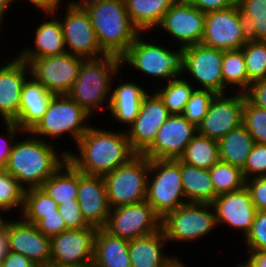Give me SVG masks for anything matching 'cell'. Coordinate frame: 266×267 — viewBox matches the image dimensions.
Segmentation results:
<instances>
[{"label":"cell","instance_id":"cell-1","mask_svg":"<svg viewBox=\"0 0 266 267\" xmlns=\"http://www.w3.org/2000/svg\"><path fill=\"white\" fill-rule=\"evenodd\" d=\"M113 130L91 125L76 143L77 153L69 151L67 160L85 175L102 177L127 163L136 153L125 130Z\"/></svg>","mask_w":266,"mask_h":267},{"label":"cell","instance_id":"cell-2","mask_svg":"<svg viewBox=\"0 0 266 267\" xmlns=\"http://www.w3.org/2000/svg\"><path fill=\"white\" fill-rule=\"evenodd\" d=\"M22 134L27 135L20 141L17 137L4 170L25 190L38 188L67 160L69 150L59 151L56 144L40 139L30 131Z\"/></svg>","mask_w":266,"mask_h":267},{"label":"cell","instance_id":"cell-3","mask_svg":"<svg viewBox=\"0 0 266 267\" xmlns=\"http://www.w3.org/2000/svg\"><path fill=\"white\" fill-rule=\"evenodd\" d=\"M121 70V58L114 55L84 59L68 96L92 117L94 112L109 108L112 82Z\"/></svg>","mask_w":266,"mask_h":267},{"label":"cell","instance_id":"cell-4","mask_svg":"<svg viewBox=\"0 0 266 267\" xmlns=\"http://www.w3.org/2000/svg\"><path fill=\"white\" fill-rule=\"evenodd\" d=\"M88 12L101 50L106 55L121 58L140 31L132 24L124 0H104L93 3Z\"/></svg>","mask_w":266,"mask_h":267},{"label":"cell","instance_id":"cell-5","mask_svg":"<svg viewBox=\"0 0 266 267\" xmlns=\"http://www.w3.org/2000/svg\"><path fill=\"white\" fill-rule=\"evenodd\" d=\"M143 34L147 37V32H140L121 57L122 68L125 64L129 65L132 70L136 69L142 75H147L146 77L157 78L158 81L165 83L182 77L184 48L176 46L177 50L173 51L170 47L160 45L156 41L154 43L150 40L146 41Z\"/></svg>","mask_w":266,"mask_h":267},{"label":"cell","instance_id":"cell-6","mask_svg":"<svg viewBox=\"0 0 266 267\" xmlns=\"http://www.w3.org/2000/svg\"><path fill=\"white\" fill-rule=\"evenodd\" d=\"M146 201L161 219L187 203L180 159L149 160Z\"/></svg>","mask_w":266,"mask_h":267},{"label":"cell","instance_id":"cell-7","mask_svg":"<svg viewBox=\"0 0 266 267\" xmlns=\"http://www.w3.org/2000/svg\"><path fill=\"white\" fill-rule=\"evenodd\" d=\"M92 118L68 95H53L44 116L30 132L53 144L55 142L50 140H61L68 134L76 144L91 126L88 121Z\"/></svg>","mask_w":266,"mask_h":267},{"label":"cell","instance_id":"cell-8","mask_svg":"<svg viewBox=\"0 0 266 267\" xmlns=\"http://www.w3.org/2000/svg\"><path fill=\"white\" fill-rule=\"evenodd\" d=\"M219 228L213 207L209 203H186L168 213L161 221L168 245L202 240ZM170 243V244H169Z\"/></svg>","mask_w":266,"mask_h":267},{"label":"cell","instance_id":"cell-9","mask_svg":"<svg viewBox=\"0 0 266 267\" xmlns=\"http://www.w3.org/2000/svg\"><path fill=\"white\" fill-rule=\"evenodd\" d=\"M149 159L136 154L127 163L104 176L109 205L112 208L146 201Z\"/></svg>","mask_w":266,"mask_h":267},{"label":"cell","instance_id":"cell-10","mask_svg":"<svg viewBox=\"0 0 266 267\" xmlns=\"http://www.w3.org/2000/svg\"><path fill=\"white\" fill-rule=\"evenodd\" d=\"M30 75L53 95H68L78 76L84 58L68 52L36 59H21Z\"/></svg>","mask_w":266,"mask_h":267},{"label":"cell","instance_id":"cell-11","mask_svg":"<svg viewBox=\"0 0 266 267\" xmlns=\"http://www.w3.org/2000/svg\"><path fill=\"white\" fill-rule=\"evenodd\" d=\"M222 61L223 50L201 43L185 47L182 77L190 75V81H195L193 85L196 89L223 94Z\"/></svg>","mask_w":266,"mask_h":267},{"label":"cell","instance_id":"cell-12","mask_svg":"<svg viewBox=\"0 0 266 267\" xmlns=\"http://www.w3.org/2000/svg\"><path fill=\"white\" fill-rule=\"evenodd\" d=\"M64 18L60 23L66 51L84 59H96L106 55L98 44L90 16L85 8L65 3Z\"/></svg>","mask_w":266,"mask_h":267},{"label":"cell","instance_id":"cell-13","mask_svg":"<svg viewBox=\"0 0 266 267\" xmlns=\"http://www.w3.org/2000/svg\"><path fill=\"white\" fill-rule=\"evenodd\" d=\"M162 219L147 201L112 208L104 229L111 235L132 240L161 230Z\"/></svg>","mask_w":266,"mask_h":267},{"label":"cell","instance_id":"cell-14","mask_svg":"<svg viewBox=\"0 0 266 267\" xmlns=\"http://www.w3.org/2000/svg\"><path fill=\"white\" fill-rule=\"evenodd\" d=\"M205 19L206 14L193 7L187 0H177L155 29L163 30L177 41L176 45L185 48L202 42Z\"/></svg>","mask_w":266,"mask_h":267},{"label":"cell","instance_id":"cell-15","mask_svg":"<svg viewBox=\"0 0 266 267\" xmlns=\"http://www.w3.org/2000/svg\"><path fill=\"white\" fill-rule=\"evenodd\" d=\"M98 228L69 229L50 238L53 264L92 266Z\"/></svg>","mask_w":266,"mask_h":267},{"label":"cell","instance_id":"cell-16","mask_svg":"<svg viewBox=\"0 0 266 267\" xmlns=\"http://www.w3.org/2000/svg\"><path fill=\"white\" fill-rule=\"evenodd\" d=\"M233 89L232 94L224 93L214 96L208 113L197 127L200 135L219 141L232 129L242 124L245 96L244 93L235 92Z\"/></svg>","mask_w":266,"mask_h":267},{"label":"cell","instance_id":"cell-17","mask_svg":"<svg viewBox=\"0 0 266 267\" xmlns=\"http://www.w3.org/2000/svg\"><path fill=\"white\" fill-rule=\"evenodd\" d=\"M153 92L146 94L137 118L125 131L136 154H143L153 144L159 128L170 115L163 100Z\"/></svg>","mask_w":266,"mask_h":267},{"label":"cell","instance_id":"cell-18","mask_svg":"<svg viewBox=\"0 0 266 267\" xmlns=\"http://www.w3.org/2000/svg\"><path fill=\"white\" fill-rule=\"evenodd\" d=\"M197 133V127L182 114H170L159 128L155 141L143 155L149 160L179 159Z\"/></svg>","mask_w":266,"mask_h":267},{"label":"cell","instance_id":"cell-19","mask_svg":"<svg viewBox=\"0 0 266 267\" xmlns=\"http://www.w3.org/2000/svg\"><path fill=\"white\" fill-rule=\"evenodd\" d=\"M246 42L239 22L237 3L228 9L206 14L202 45L229 51L241 49Z\"/></svg>","mask_w":266,"mask_h":267},{"label":"cell","instance_id":"cell-20","mask_svg":"<svg viewBox=\"0 0 266 267\" xmlns=\"http://www.w3.org/2000/svg\"><path fill=\"white\" fill-rule=\"evenodd\" d=\"M217 226H229L241 231L242 237L249 233L256 214L249 190H241L218 195L211 203ZM224 224V225H223Z\"/></svg>","mask_w":266,"mask_h":267},{"label":"cell","instance_id":"cell-21","mask_svg":"<svg viewBox=\"0 0 266 267\" xmlns=\"http://www.w3.org/2000/svg\"><path fill=\"white\" fill-rule=\"evenodd\" d=\"M7 229L10 251L28 257L38 267H45L50 263V238L44 236L34 224L19 216L13 221L7 220Z\"/></svg>","mask_w":266,"mask_h":267},{"label":"cell","instance_id":"cell-22","mask_svg":"<svg viewBox=\"0 0 266 267\" xmlns=\"http://www.w3.org/2000/svg\"><path fill=\"white\" fill-rule=\"evenodd\" d=\"M30 69L17 55L0 66V115L2 122H15L19 115L21 91Z\"/></svg>","mask_w":266,"mask_h":267},{"label":"cell","instance_id":"cell-23","mask_svg":"<svg viewBox=\"0 0 266 267\" xmlns=\"http://www.w3.org/2000/svg\"><path fill=\"white\" fill-rule=\"evenodd\" d=\"M77 200L82 215L90 226L96 228L106 226L111 207L104 177L85 175L78 171Z\"/></svg>","mask_w":266,"mask_h":267},{"label":"cell","instance_id":"cell-24","mask_svg":"<svg viewBox=\"0 0 266 267\" xmlns=\"http://www.w3.org/2000/svg\"><path fill=\"white\" fill-rule=\"evenodd\" d=\"M56 10L54 12H45L44 22L37 25L34 30V46L24 47L17 56L20 59H36L41 57L56 56L66 53L64 35L60 19Z\"/></svg>","mask_w":266,"mask_h":267},{"label":"cell","instance_id":"cell-25","mask_svg":"<svg viewBox=\"0 0 266 267\" xmlns=\"http://www.w3.org/2000/svg\"><path fill=\"white\" fill-rule=\"evenodd\" d=\"M168 241L161 229L158 232L129 240L131 267H172L180 258L163 252ZM166 253V255L164 254Z\"/></svg>","mask_w":266,"mask_h":267},{"label":"cell","instance_id":"cell-26","mask_svg":"<svg viewBox=\"0 0 266 267\" xmlns=\"http://www.w3.org/2000/svg\"><path fill=\"white\" fill-rule=\"evenodd\" d=\"M53 94L31 75L22 91L19 115L15 123L23 132L31 131L44 116Z\"/></svg>","mask_w":266,"mask_h":267},{"label":"cell","instance_id":"cell-27","mask_svg":"<svg viewBox=\"0 0 266 267\" xmlns=\"http://www.w3.org/2000/svg\"><path fill=\"white\" fill-rule=\"evenodd\" d=\"M113 84L112 82L108 109L112 114V119L125 126L126 131V128L128 129L137 118L142 101L150 91H147L146 87L141 86L137 81L135 83L132 81L118 83L116 87Z\"/></svg>","mask_w":266,"mask_h":267},{"label":"cell","instance_id":"cell-28","mask_svg":"<svg viewBox=\"0 0 266 267\" xmlns=\"http://www.w3.org/2000/svg\"><path fill=\"white\" fill-rule=\"evenodd\" d=\"M128 243L129 240L111 235L104 228H98L92 267H131Z\"/></svg>","mask_w":266,"mask_h":267},{"label":"cell","instance_id":"cell-29","mask_svg":"<svg viewBox=\"0 0 266 267\" xmlns=\"http://www.w3.org/2000/svg\"><path fill=\"white\" fill-rule=\"evenodd\" d=\"M132 24L140 32H153L177 0H124Z\"/></svg>","mask_w":266,"mask_h":267},{"label":"cell","instance_id":"cell-30","mask_svg":"<svg viewBox=\"0 0 266 267\" xmlns=\"http://www.w3.org/2000/svg\"><path fill=\"white\" fill-rule=\"evenodd\" d=\"M181 182L187 203L211 204L215 200L209 169H201L181 161Z\"/></svg>","mask_w":266,"mask_h":267},{"label":"cell","instance_id":"cell-31","mask_svg":"<svg viewBox=\"0 0 266 267\" xmlns=\"http://www.w3.org/2000/svg\"><path fill=\"white\" fill-rule=\"evenodd\" d=\"M219 158L225 163L243 169L254 145V140L243 124L232 129L218 141Z\"/></svg>","mask_w":266,"mask_h":267},{"label":"cell","instance_id":"cell-32","mask_svg":"<svg viewBox=\"0 0 266 267\" xmlns=\"http://www.w3.org/2000/svg\"><path fill=\"white\" fill-rule=\"evenodd\" d=\"M41 188L58 204L71 202L78 196V170L66 160Z\"/></svg>","mask_w":266,"mask_h":267},{"label":"cell","instance_id":"cell-33","mask_svg":"<svg viewBox=\"0 0 266 267\" xmlns=\"http://www.w3.org/2000/svg\"><path fill=\"white\" fill-rule=\"evenodd\" d=\"M179 159L191 166L210 169L220 160L218 141L197 133Z\"/></svg>","mask_w":266,"mask_h":267},{"label":"cell","instance_id":"cell-34","mask_svg":"<svg viewBox=\"0 0 266 267\" xmlns=\"http://www.w3.org/2000/svg\"><path fill=\"white\" fill-rule=\"evenodd\" d=\"M222 77L223 94L229 93L230 87H234L236 92L244 93L251 84L248 81L244 54L241 49L223 51Z\"/></svg>","mask_w":266,"mask_h":267},{"label":"cell","instance_id":"cell-35","mask_svg":"<svg viewBox=\"0 0 266 267\" xmlns=\"http://www.w3.org/2000/svg\"><path fill=\"white\" fill-rule=\"evenodd\" d=\"M188 76L178 77L154 89L163 100L169 114H182L187 101L196 89ZM159 89V90H158Z\"/></svg>","mask_w":266,"mask_h":267},{"label":"cell","instance_id":"cell-36","mask_svg":"<svg viewBox=\"0 0 266 267\" xmlns=\"http://www.w3.org/2000/svg\"><path fill=\"white\" fill-rule=\"evenodd\" d=\"M59 214L58 204L41 188H30L24 192V205L20 217L36 224L43 215Z\"/></svg>","mask_w":266,"mask_h":267},{"label":"cell","instance_id":"cell-37","mask_svg":"<svg viewBox=\"0 0 266 267\" xmlns=\"http://www.w3.org/2000/svg\"><path fill=\"white\" fill-rule=\"evenodd\" d=\"M209 174L215 190V198L221 194L241 190L246 185L242 169L221 160L209 169Z\"/></svg>","mask_w":266,"mask_h":267},{"label":"cell","instance_id":"cell-38","mask_svg":"<svg viewBox=\"0 0 266 267\" xmlns=\"http://www.w3.org/2000/svg\"><path fill=\"white\" fill-rule=\"evenodd\" d=\"M25 189L10 173L0 169V212L15 211L21 214L24 205ZM15 209V210H14Z\"/></svg>","mask_w":266,"mask_h":267},{"label":"cell","instance_id":"cell-39","mask_svg":"<svg viewBox=\"0 0 266 267\" xmlns=\"http://www.w3.org/2000/svg\"><path fill=\"white\" fill-rule=\"evenodd\" d=\"M241 50L248 75V81L253 83L266 79V41H247Z\"/></svg>","mask_w":266,"mask_h":267},{"label":"cell","instance_id":"cell-40","mask_svg":"<svg viewBox=\"0 0 266 267\" xmlns=\"http://www.w3.org/2000/svg\"><path fill=\"white\" fill-rule=\"evenodd\" d=\"M242 124L252 136L254 143L266 144V109L251 104L244 99Z\"/></svg>","mask_w":266,"mask_h":267},{"label":"cell","instance_id":"cell-41","mask_svg":"<svg viewBox=\"0 0 266 267\" xmlns=\"http://www.w3.org/2000/svg\"><path fill=\"white\" fill-rule=\"evenodd\" d=\"M215 95L216 93L211 90L195 89L186 103L183 117L198 127L208 113Z\"/></svg>","mask_w":266,"mask_h":267},{"label":"cell","instance_id":"cell-42","mask_svg":"<svg viewBox=\"0 0 266 267\" xmlns=\"http://www.w3.org/2000/svg\"><path fill=\"white\" fill-rule=\"evenodd\" d=\"M242 171L245 180L266 176V144L254 143Z\"/></svg>","mask_w":266,"mask_h":267},{"label":"cell","instance_id":"cell-43","mask_svg":"<svg viewBox=\"0 0 266 267\" xmlns=\"http://www.w3.org/2000/svg\"><path fill=\"white\" fill-rule=\"evenodd\" d=\"M244 242L248 251L266 250V211H257Z\"/></svg>","mask_w":266,"mask_h":267},{"label":"cell","instance_id":"cell-44","mask_svg":"<svg viewBox=\"0 0 266 267\" xmlns=\"http://www.w3.org/2000/svg\"><path fill=\"white\" fill-rule=\"evenodd\" d=\"M239 22L247 41H266V16H248L239 9Z\"/></svg>","mask_w":266,"mask_h":267},{"label":"cell","instance_id":"cell-45","mask_svg":"<svg viewBox=\"0 0 266 267\" xmlns=\"http://www.w3.org/2000/svg\"><path fill=\"white\" fill-rule=\"evenodd\" d=\"M58 210L68 229H83L91 227L84 219L77 199L58 205Z\"/></svg>","mask_w":266,"mask_h":267},{"label":"cell","instance_id":"cell-46","mask_svg":"<svg viewBox=\"0 0 266 267\" xmlns=\"http://www.w3.org/2000/svg\"><path fill=\"white\" fill-rule=\"evenodd\" d=\"M5 124L6 136L0 135V169L6 166L8 157L12 151L15 139L21 137L23 131L15 122H3Z\"/></svg>","mask_w":266,"mask_h":267},{"label":"cell","instance_id":"cell-47","mask_svg":"<svg viewBox=\"0 0 266 267\" xmlns=\"http://www.w3.org/2000/svg\"><path fill=\"white\" fill-rule=\"evenodd\" d=\"M245 187L250 192L256 211H266V176L246 180Z\"/></svg>","mask_w":266,"mask_h":267},{"label":"cell","instance_id":"cell-48","mask_svg":"<svg viewBox=\"0 0 266 267\" xmlns=\"http://www.w3.org/2000/svg\"><path fill=\"white\" fill-rule=\"evenodd\" d=\"M35 226L44 236L49 238L69 230L60 213L43 215V219L39 220Z\"/></svg>","mask_w":266,"mask_h":267},{"label":"cell","instance_id":"cell-49","mask_svg":"<svg viewBox=\"0 0 266 267\" xmlns=\"http://www.w3.org/2000/svg\"><path fill=\"white\" fill-rule=\"evenodd\" d=\"M244 96L251 104L266 109V79L251 83Z\"/></svg>","mask_w":266,"mask_h":267},{"label":"cell","instance_id":"cell-50","mask_svg":"<svg viewBox=\"0 0 266 267\" xmlns=\"http://www.w3.org/2000/svg\"><path fill=\"white\" fill-rule=\"evenodd\" d=\"M193 7L198 8L202 13H210L225 10L233 7L237 0H187Z\"/></svg>","mask_w":266,"mask_h":267},{"label":"cell","instance_id":"cell-51","mask_svg":"<svg viewBox=\"0 0 266 267\" xmlns=\"http://www.w3.org/2000/svg\"><path fill=\"white\" fill-rule=\"evenodd\" d=\"M239 9L248 16H266V0H237Z\"/></svg>","mask_w":266,"mask_h":267},{"label":"cell","instance_id":"cell-52","mask_svg":"<svg viewBox=\"0 0 266 267\" xmlns=\"http://www.w3.org/2000/svg\"><path fill=\"white\" fill-rule=\"evenodd\" d=\"M4 267H38L28 257L10 251L2 261Z\"/></svg>","mask_w":266,"mask_h":267},{"label":"cell","instance_id":"cell-53","mask_svg":"<svg viewBox=\"0 0 266 267\" xmlns=\"http://www.w3.org/2000/svg\"><path fill=\"white\" fill-rule=\"evenodd\" d=\"M16 1H20V0H16ZM24 1L27 3H31L29 5L36 6L35 8L42 10L44 13L54 12L60 9L63 5L62 0H24Z\"/></svg>","mask_w":266,"mask_h":267},{"label":"cell","instance_id":"cell-54","mask_svg":"<svg viewBox=\"0 0 266 267\" xmlns=\"http://www.w3.org/2000/svg\"><path fill=\"white\" fill-rule=\"evenodd\" d=\"M247 259L243 264L246 267H266V250L247 251Z\"/></svg>","mask_w":266,"mask_h":267},{"label":"cell","instance_id":"cell-55","mask_svg":"<svg viewBox=\"0 0 266 267\" xmlns=\"http://www.w3.org/2000/svg\"><path fill=\"white\" fill-rule=\"evenodd\" d=\"M10 252L9 250V239H8V229H7V219L4 220L3 224L0 226V263Z\"/></svg>","mask_w":266,"mask_h":267},{"label":"cell","instance_id":"cell-56","mask_svg":"<svg viewBox=\"0 0 266 267\" xmlns=\"http://www.w3.org/2000/svg\"><path fill=\"white\" fill-rule=\"evenodd\" d=\"M13 3H16V0H0V20L4 22L5 14L8 13V9Z\"/></svg>","mask_w":266,"mask_h":267},{"label":"cell","instance_id":"cell-57","mask_svg":"<svg viewBox=\"0 0 266 267\" xmlns=\"http://www.w3.org/2000/svg\"><path fill=\"white\" fill-rule=\"evenodd\" d=\"M68 0L67 2L65 3H70L76 7H79V8H85L93 3H96V2H101V1H104V0Z\"/></svg>","mask_w":266,"mask_h":267},{"label":"cell","instance_id":"cell-58","mask_svg":"<svg viewBox=\"0 0 266 267\" xmlns=\"http://www.w3.org/2000/svg\"><path fill=\"white\" fill-rule=\"evenodd\" d=\"M45 267H92V266H78V265H61V264H53V263H49L47 266Z\"/></svg>","mask_w":266,"mask_h":267},{"label":"cell","instance_id":"cell-59","mask_svg":"<svg viewBox=\"0 0 266 267\" xmlns=\"http://www.w3.org/2000/svg\"><path fill=\"white\" fill-rule=\"evenodd\" d=\"M180 260H182V259H179L172 267H188L187 263L183 264L182 261H180Z\"/></svg>","mask_w":266,"mask_h":267},{"label":"cell","instance_id":"cell-60","mask_svg":"<svg viewBox=\"0 0 266 267\" xmlns=\"http://www.w3.org/2000/svg\"><path fill=\"white\" fill-rule=\"evenodd\" d=\"M2 213L0 212V226L3 224L4 220L6 219V217H4L5 215H1ZM4 217V218H3Z\"/></svg>","mask_w":266,"mask_h":267},{"label":"cell","instance_id":"cell-61","mask_svg":"<svg viewBox=\"0 0 266 267\" xmlns=\"http://www.w3.org/2000/svg\"><path fill=\"white\" fill-rule=\"evenodd\" d=\"M237 267H246L242 262L241 263H237Z\"/></svg>","mask_w":266,"mask_h":267},{"label":"cell","instance_id":"cell-62","mask_svg":"<svg viewBox=\"0 0 266 267\" xmlns=\"http://www.w3.org/2000/svg\"><path fill=\"white\" fill-rule=\"evenodd\" d=\"M2 24L4 25V23L0 20V35H1V32H2Z\"/></svg>","mask_w":266,"mask_h":267}]
</instances>
